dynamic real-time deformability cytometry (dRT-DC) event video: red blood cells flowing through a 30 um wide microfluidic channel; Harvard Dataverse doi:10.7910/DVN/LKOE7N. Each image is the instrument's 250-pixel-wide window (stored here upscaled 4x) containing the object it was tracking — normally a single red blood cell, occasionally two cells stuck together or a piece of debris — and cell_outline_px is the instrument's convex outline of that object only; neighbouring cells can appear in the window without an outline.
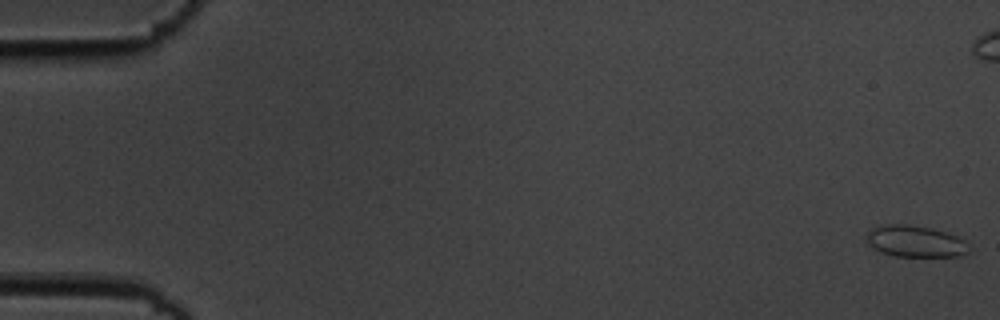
{"species": "common noctule bat (a hibernating species)", "species_latin": "Nyctalus noctula", "temperature_condition": "cold", "stored_images_in_passage": 57, "camera_frame_rate_fps": 3000, "um_per_image_px": 0.085, "animal": {"sex": "male", "body_mass_g": 19.5, "forearm_length_mm": 54.6}, "frame": {"image": 1, "passage_image": 1, "time_ms": 0.0, "image_size_px": [1000, 320], "cell_outline_px": [[968, 252], [960, 256], [896, 256], [880, 252], [868, 244], [864, 236], [872, 228], [888, 224], [908, 224], [932, 228], [956, 236], [964, 240]], "centroid_in_image_um": [77.74, 20.51], "position_along_channel_um": 7.3, "area_um2": 18.67}}
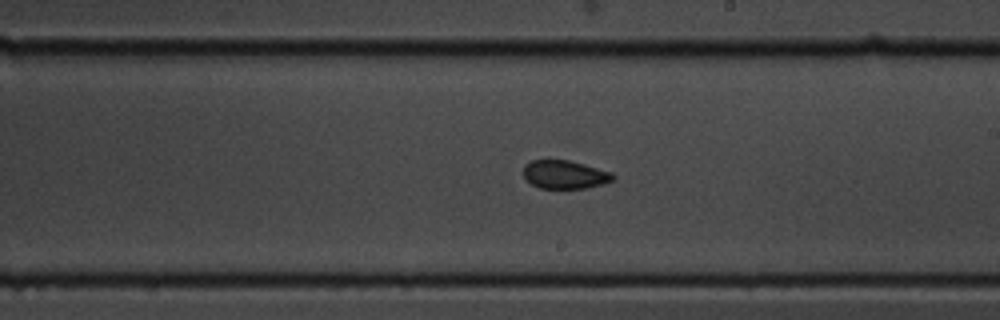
{"frame": {"image": 2, "passage_image": 33, "time_ms": 10.667, "image_size_px": [1000, 320], "cell_outline_px": [[616, 176], [612, 180], [604, 184], [588, 188], [540, 188], [532, 184], [524, 176], [524, 164], [532, 160], [568, 160], [584, 164], [612, 172]], "centroid_in_image_um": [48.03, 14.83], "position_along_channel_um": 241.0, "area_um2": 14.8}}
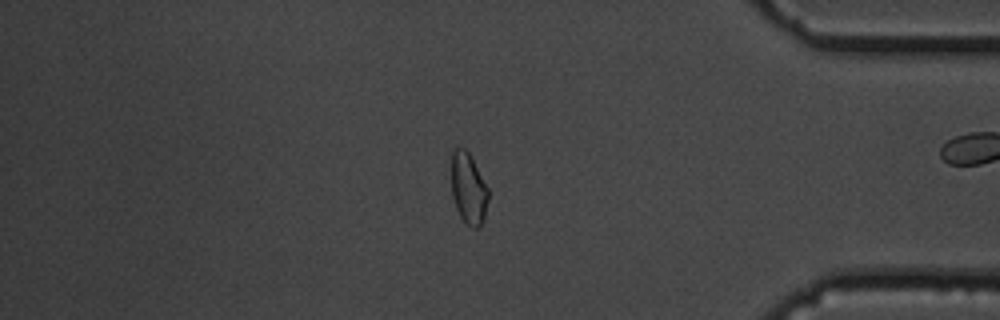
{"frame": {"image": 3, "passage_image": 48, "time_ms": 15.667, "image_size_px": [1000, 320], "cell_outline_px": [[488, 200], [484, 216], [480, 224], [476, 228], [472, 228], [460, 216], [456, 208], [452, 196], [452, 152], [456, 148], [464, 148], [468, 152], [488, 188]], "centroid_in_image_um": [39.81, 16.02], "position_along_channel_um": 395.4, "area_um2": 14.91}, "authors_computed_cell_mechanics": {"area_um2": 16.1262, "velocity_mm_per_s": 3.6054, "shape_relaxation_time_tau1_ms": 4.1681, "shape_relaxation_time_tau2_ms": 2.27, "deformation_change_tau1": 0.052, "deformation_change_tau2": 0.0458}}